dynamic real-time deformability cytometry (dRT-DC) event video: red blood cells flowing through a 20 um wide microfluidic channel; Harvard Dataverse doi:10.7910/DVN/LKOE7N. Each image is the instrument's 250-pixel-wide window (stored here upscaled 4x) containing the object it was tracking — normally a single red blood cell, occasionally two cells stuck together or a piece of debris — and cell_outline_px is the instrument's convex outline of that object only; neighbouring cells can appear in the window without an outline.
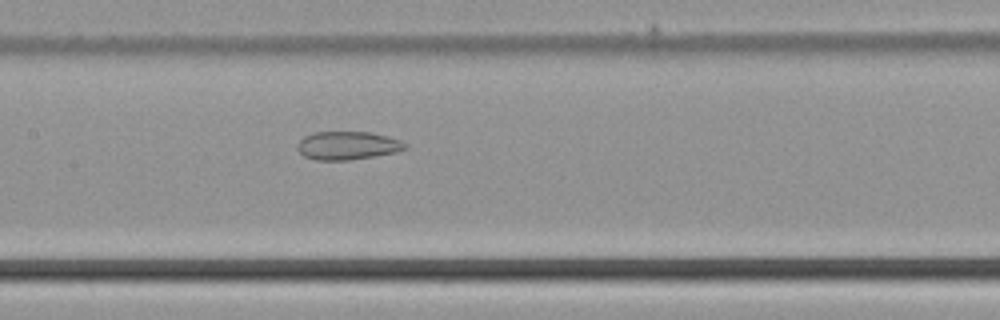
{"species": "common noctule bat (a hibernating species)", "species_latin": "Nyctalus noctula", "temperature_condition": "cold", "stored_images_in_passage": 50, "segment_of_instrument_passage": [2, 2], "camera_frame_rate_fps": 3000, "um_per_image_px": 0.085, "animal": {"sex": "male", "body_mass_g": 21.5, "forearm_length_mm": 52.0}, "frame": {"image": 1, "passage_image": 24, "time_ms": 7.667, "image_size_px": [1000, 320], "cell_outline_px": [[408, 148], [396, 152], [348, 160], [316, 160], [304, 156], [296, 148], [296, 144], [304, 136], [312, 132], [368, 132], [388, 136], [400, 140], [408, 144]], "centroid_in_image_um": [29.53, 12.36], "position_along_channel_um": 177.9, "area_um2": 17.8}}
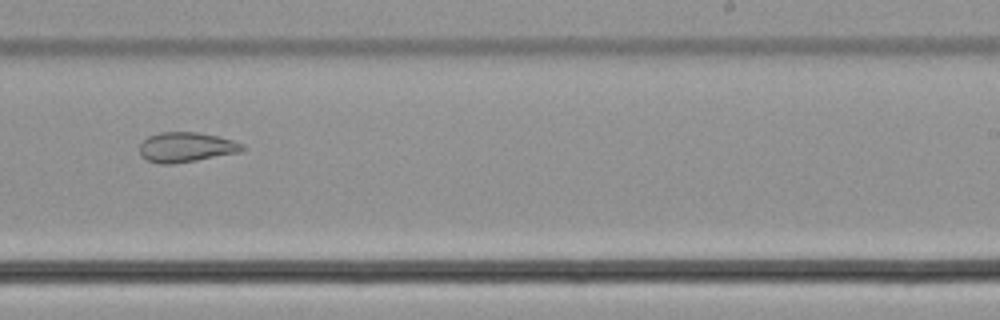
{"frame": {"image": 2, "passage_image": 31, "time_ms": 10.0, "image_size_px": [1000, 320], "cell_outline_px": [[244, 148], [240, 152], [196, 160], [172, 164], [160, 164], [148, 160], [140, 156], [140, 144], [148, 136], [160, 132], [196, 132], [216, 136], [232, 140], [244, 144]], "centroid_in_image_um": [15.8, 12.51], "position_along_channel_um": 273.2, "area_um2": 17.74}}
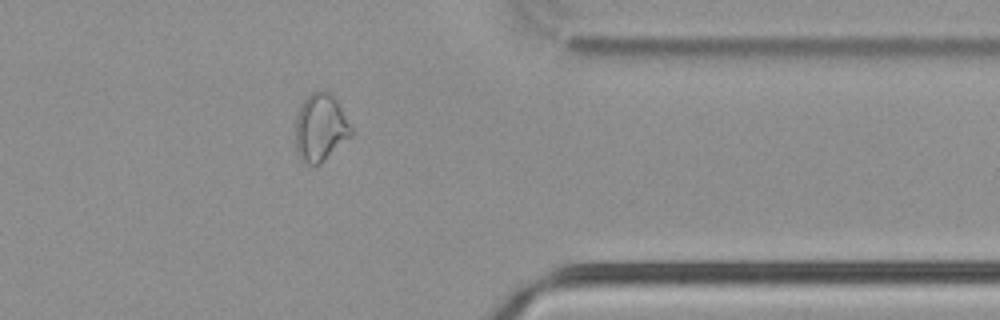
{"frame": {"image": 3, "passage_image": 40, "time_ms": 13.0, "image_size_px": [1000, 320], "cell_outline_px": [[356, 132], [352, 136], [320, 164], [308, 164], [300, 160], [296, 148], [296, 120], [300, 108], [304, 100], [312, 92], [324, 88], [328, 88], [336, 100]], "centroid_in_image_um": [27.28, 10.83], "position_along_channel_um": 384.1, "area_um2": 22.2}}